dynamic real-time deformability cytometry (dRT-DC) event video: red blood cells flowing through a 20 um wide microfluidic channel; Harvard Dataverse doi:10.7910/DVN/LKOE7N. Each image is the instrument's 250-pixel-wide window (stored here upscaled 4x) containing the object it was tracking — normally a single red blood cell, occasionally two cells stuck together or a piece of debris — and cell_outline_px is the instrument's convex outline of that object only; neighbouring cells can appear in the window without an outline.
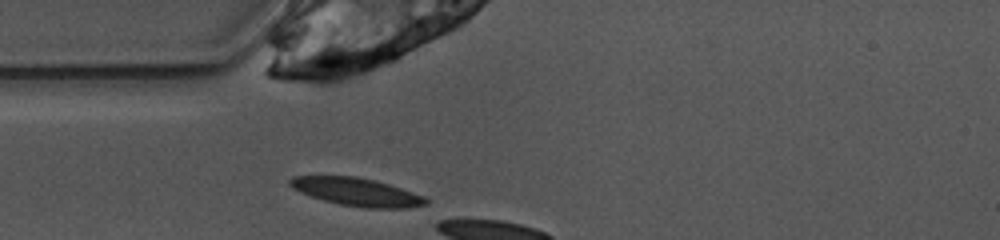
{"species": "common noctule bat (a hibernating species)", "species_latin": "Nyctalus noctula", "temperature_condition": "warm", "stored_images_in_passage": 3, "camera_frame_rate_fps": 3000, "um_per_image_px": 0.085, "animal": {"sex": "female", "body_mass_g": 10.0, "forearm_length_mm": 53.1}, "frame": {"image": 1, "passage_image": 1, "time_ms": 0.0, "image_size_px": [1000, 240], "cell_outline_px": [[432, 200], [428, 204], [408, 208], [364, 208], [340, 204], [324, 200], [300, 192], [292, 188], [288, 184], [288, 180], [292, 176], [356, 176], [376, 180], [424, 196]], "centroid_in_image_um": [30.35, 16.31], "position_along_channel_um": 54.7, "area_um2": 22.25}}